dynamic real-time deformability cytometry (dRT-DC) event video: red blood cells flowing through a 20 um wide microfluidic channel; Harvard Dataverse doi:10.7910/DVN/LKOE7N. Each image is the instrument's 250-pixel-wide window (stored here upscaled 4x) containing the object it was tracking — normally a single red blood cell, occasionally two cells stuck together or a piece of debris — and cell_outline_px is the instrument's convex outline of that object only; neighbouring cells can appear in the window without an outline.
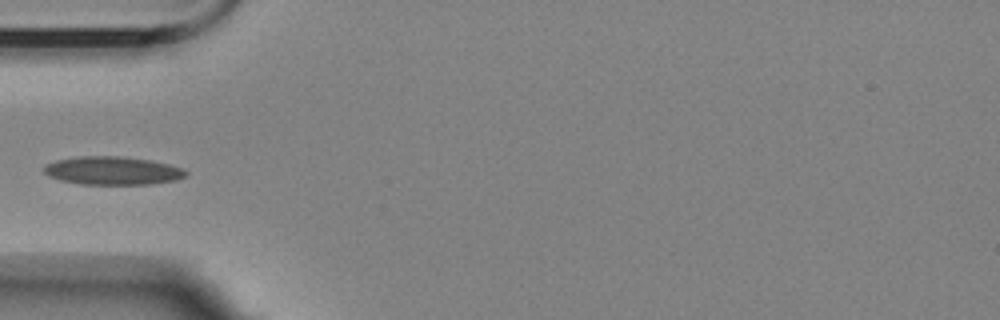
{"species": "Egyptian fruit bat (a non-hibernating species)", "species_latin": "Rousettus aegyptiacus", "temperature_condition": "room temperature", "stored_images_in_passage": 8, "camera_frame_rate_fps": 3000, "um_per_image_px": 0.085, "animal": {"sex": "female"}, "frame": {"image": 1, "passage_image": 5, "time_ms": 5.0, "image_size_px": [1000, 320], "cell_outline_px": [[188, 176], [176, 180], [152, 184], [80, 184], [60, 180], [48, 176], [40, 168], [44, 164], [56, 160], [80, 156], [120, 156], [148, 160], [168, 164], [180, 168], [188, 172]], "centroid_in_image_um": [9.52, 14.51], "position_along_channel_um": 75.5, "area_um2": 23.47}}
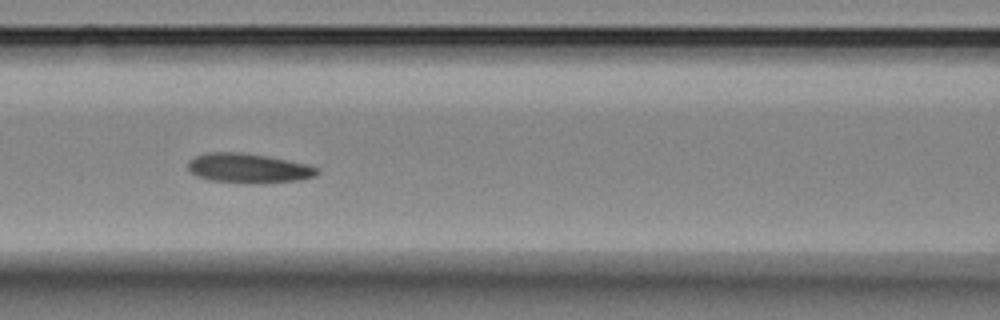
{"frame": {"image": 2, "passage_image": 7, "time_ms": 7.0, "image_size_px": [1000, 320], "cell_outline_px": [[320, 172], [316, 176], [300, 180], [256, 184], [244, 184], [212, 180], [196, 176], [188, 168], [188, 160], [196, 156], [208, 152], [244, 152], [268, 156], [308, 164], [320, 168]], "centroid_in_image_um": [21.16, 14.3], "position_along_channel_um": 145.4, "area_um2": 22.66}}
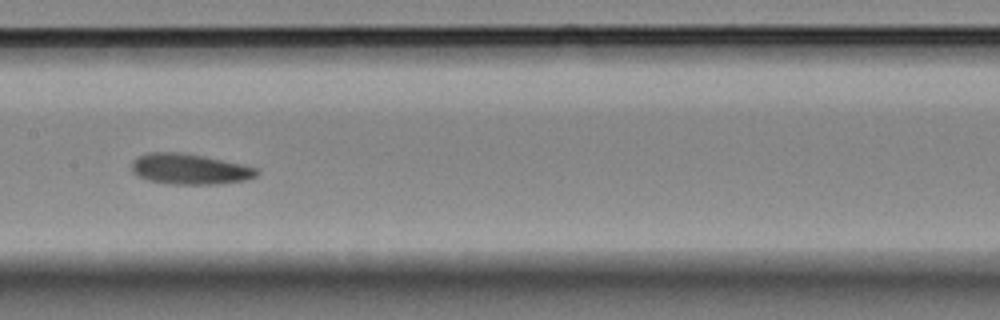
{"frame": {"image": 3, "passage_image": 8, "time_ms": 8.333, "image_size_px": [1000, 320], "cell_outline_px": [[260, 172], [256, 176], [244, 180], [216, 184], [172, 184], [148, 180], [132, 172], [132, 160], [148, 152], [184, 152], [204, 156], [260, 168]], "centroid_in_image_um": [16.14, 14.36], "position_along_channel_um": 191.3, "area_um2": 22.31}}